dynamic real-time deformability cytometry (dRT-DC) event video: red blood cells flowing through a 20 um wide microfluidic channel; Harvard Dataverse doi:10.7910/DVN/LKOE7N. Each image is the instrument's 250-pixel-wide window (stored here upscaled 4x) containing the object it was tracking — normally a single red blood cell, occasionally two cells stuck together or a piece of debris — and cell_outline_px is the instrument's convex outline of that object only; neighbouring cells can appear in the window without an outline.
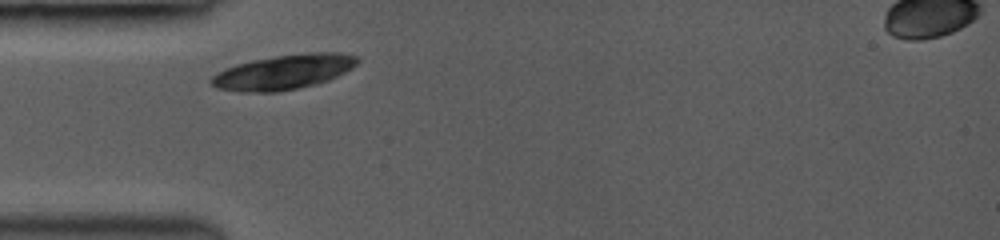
{"species": "common noctule bat (a hibernating species)", "species_latin": "Nyctalus noctula", "temperature_condition": "room temperature", "stored_images_in_passage": 6, "camera_frame_rate_fps": 3000, "um_per_image_px": 0.085, "animal": {"sex": "female", "body_mass_g": 19.0, "forearm_length_mm": 53.3}, "frame": {"image": 1, "passage_image": 1, "time_ms": 0.0, "image_size_px": [1000, 240], "cell_outline_px": [[360, 60], [352, 68], [328, 80], [316, 84], [276, 92], [240, 92], [216, 88], [208, 80], [216, 72], [224, 68], [236, 64], [252, 60], [276, 56], [312, 52], [340, 52], [360, 56]], "centroid_in_image_um": [24.09, 6.12], "position_along_channel_um": 60.9, "area_um2": 29.71}}
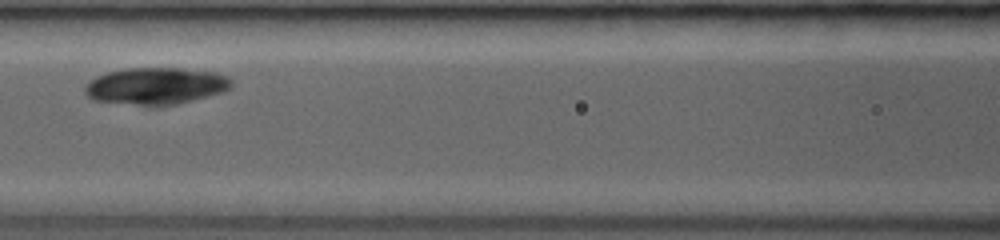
{"frame": {"image": 2, "passage_image": 4, "time_ms": 2.333, "image_size_px": [1000, 240], "cell_outline_px": [[232, 88], [224, 92], [160, 108], [152, 108], [92, 100], [84, 92], [84, 84], [96, 76], [108, 72], [124, 68], [180, 68], [216, 72], [228, 76], [232, 80]], "centroid_in_image_um": [13.23, 7.34], "position_along_channel_um": 153.4, "area_um2": 32.48}}
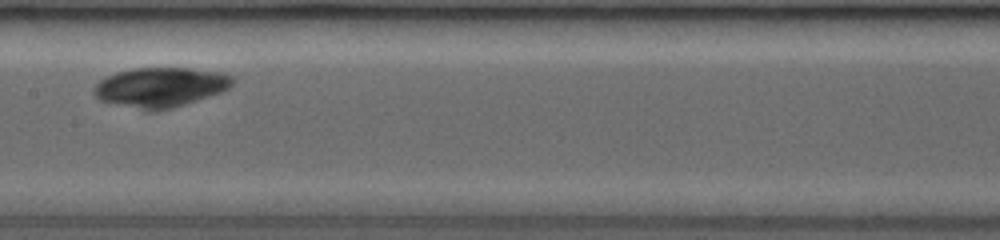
{"frame": {"image": 3, "passage_image": 5, "time_ms": 3.333, "image_size_px": [1000, 240], "cell_outline_px": [[236, 80], [228, 88], [220, 92], [172, 108], [156, 112], [148, 112], [100, 100], [92, 92], [92, 88], [100, 80], [116, 72], [132, 68], [188, 68], [224, 72], [232, 76]], "centroid_in_image_um": [13.62, 7.42], "position_along_channel_um": 193.8, "area_um2": 32.25}}